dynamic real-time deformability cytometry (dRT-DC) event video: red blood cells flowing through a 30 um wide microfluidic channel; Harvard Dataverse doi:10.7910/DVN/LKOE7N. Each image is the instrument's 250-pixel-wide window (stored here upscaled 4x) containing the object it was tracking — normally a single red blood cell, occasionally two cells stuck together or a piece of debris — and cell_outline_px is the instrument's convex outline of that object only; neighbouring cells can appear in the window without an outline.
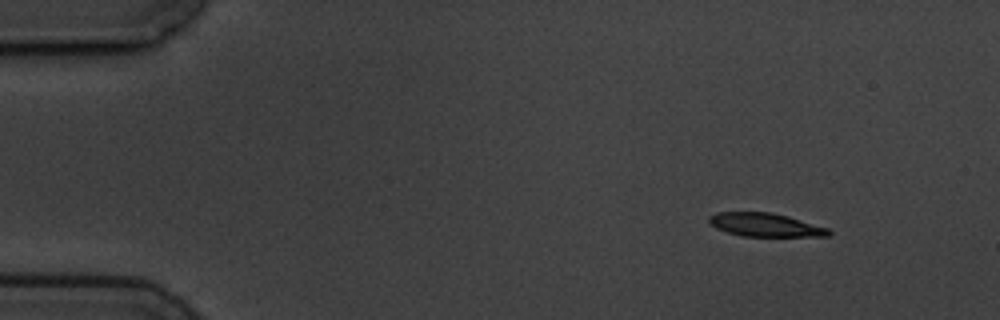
{"species": "common noctule bat (a hibernating species)", "species_latin": "Nyctalus noctula", "temperature_condition": "cold", "stored_images_in_passage": 5, "camera_frame_rate_fps": 3000, "um_per_image_px": 0.085, "animal": {"sex": "male", "body_mass_g": 19.5, "forearm_length_mm": 54.6}, "frame": {"image": 1, "passage_image": 1, "time_ms": 0.0, "image_size_px": [1000, 320], "cell_outline_px": [[832, 232], [828, 236], [740, 236], [716, 228], [708, 224], [708, 216], [716, 212], [772, 212], [788, 216], [828, 228]], "centroid_in_image_um": [65.0, 19.11], "position_along_channel_um": 20.0, "area_um2": 16.42}}
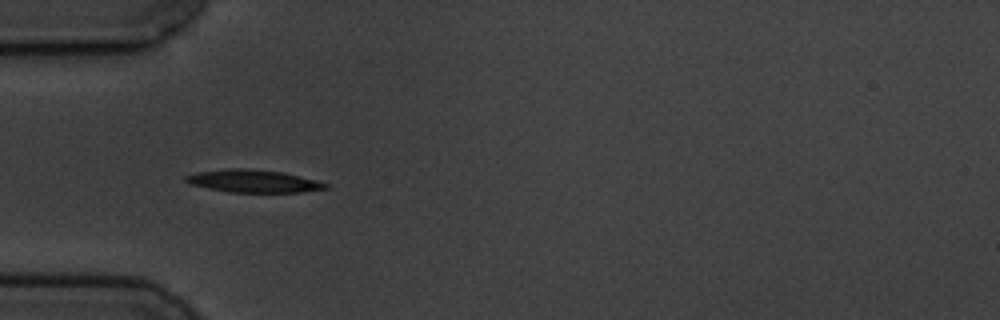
{"frame": {"image": 2, "passage_image": 4, "time_ms": 3.667, "image_size_px": [1000, 320], "cell_outline_px": [[328, 188], [304, 192], [228, 192], [188, 184], [184, 180], [184, 176], [196, 172], [228, 168], [244, 168], [284, 172], [316, 180], [328, 184]], "centroid_in_image_um": [21.5, 15.39], "position_along_channel_um": 63.5, "area_um2": 18.55}}